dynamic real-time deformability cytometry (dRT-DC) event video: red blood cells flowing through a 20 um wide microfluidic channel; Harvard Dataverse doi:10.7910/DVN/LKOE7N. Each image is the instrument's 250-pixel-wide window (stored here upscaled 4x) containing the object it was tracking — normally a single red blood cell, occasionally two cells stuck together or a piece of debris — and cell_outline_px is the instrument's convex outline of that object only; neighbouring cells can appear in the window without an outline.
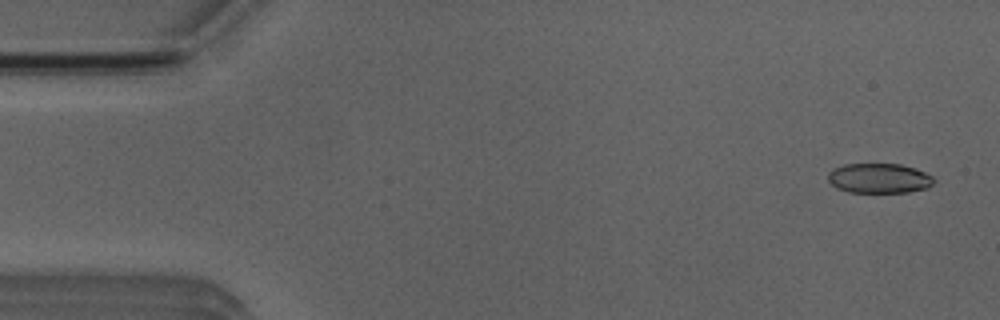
{"species": "Egyptian fruit bat (a non-hibernating species)", "species_latin": "Rousettus aegyptiacus", "temperature_condition": "room temperature", "stored_images_in_passage": 5, "camera_frame_rate_fps": 3000, "um_per_image_px": 0.085, "animal": {"sex": "male"}, "frame": {"image": 1, "passage_image": 1, "time_ms": 0.0, "image_size_px": [1000, 320], "cell_outline_px": [[936, 180], [928, 188], [908, 192], [848, 192], [836, 188], [828, 180], [828, 172], [832, 168], [844, 164], [900, 164], [916, 168], [932, 176]], "centroid_in_image_um": [74.72, 15.15], "position_along_channel_um": 10.3, "area_um2": 18.55}}
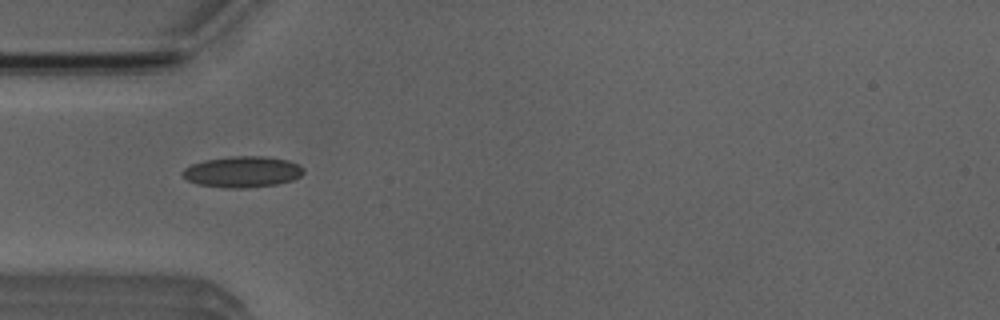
{"frame": {"image": 2, "passage_image": 4, "time_ms": 4.333, "image_size_px": [1000, 320], "cell_outline_px": [[304, 172], [300, 176], [292, 180], [276, 184], [244, 188], [228, 188], [196, 184], [188, 180], [184, 176], [184, 168], [192, 164], [204, 160], [232, 156], [268, 156], [288, 160], [300, 164], [304, 168]], "centroid_in_image_um": [20.65, 14.59], "position_along_channel_um": 64.4, "area_um2": 21.91}}